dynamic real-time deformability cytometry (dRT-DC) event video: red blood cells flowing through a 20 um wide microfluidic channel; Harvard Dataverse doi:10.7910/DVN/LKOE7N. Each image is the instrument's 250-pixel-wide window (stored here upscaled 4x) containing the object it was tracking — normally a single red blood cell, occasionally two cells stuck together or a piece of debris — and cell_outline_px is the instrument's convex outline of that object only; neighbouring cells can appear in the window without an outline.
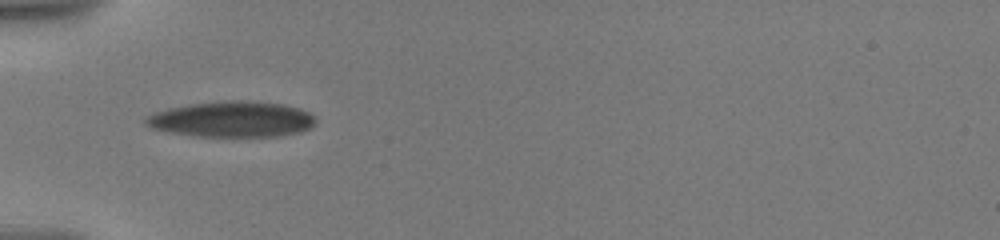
{"species": "human", "species_latin": "Homo sapiens", "temperature_condition": "warm", "stored_images_in_passage": 29, "segment_of_instrument_passage": [2, 2], "camera_frame_rate_fps": 3000, "um_per_image_px": 0.085, "donor": {"sex": "male"}, "frame": {"image": 1, "passage_image": 28, "time_ms": 6.667, "image_size_px": [1000, 240], "cell_outline_px": [[316, 124], [312, 128], [300, 132], [280, 136], [196, 136], [172, 132], [152, 128], [144, 124], [144, 116], [152, 112], [168, 108], [188, 104], [232, 100], [244, 100], [280, 104], [300, 108], [308, 112], [316, 120]], "centroid_in_image_um": [19.7, 10.13], "position_along_channel_um": 65.3, "area_um2": 35.49}}